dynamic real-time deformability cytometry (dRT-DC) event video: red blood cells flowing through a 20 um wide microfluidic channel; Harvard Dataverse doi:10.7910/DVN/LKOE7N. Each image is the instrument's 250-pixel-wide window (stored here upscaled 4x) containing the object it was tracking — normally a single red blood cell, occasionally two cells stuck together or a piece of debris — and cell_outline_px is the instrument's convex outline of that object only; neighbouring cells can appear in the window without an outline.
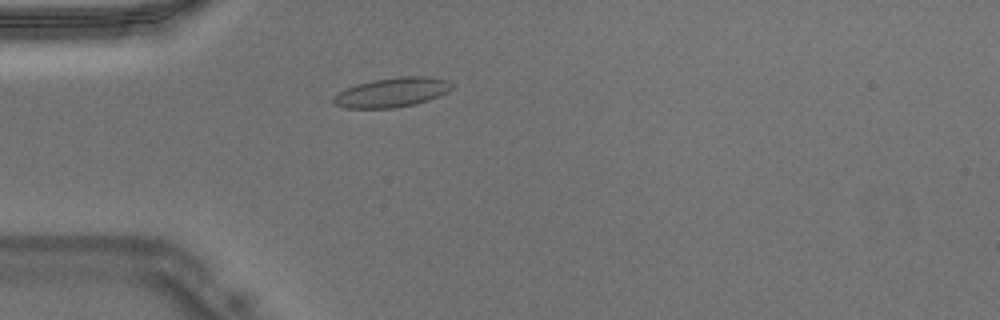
{"species": "Egyptian fruit bat (a non-hibernating species)", "species_latin": "Rousettus aegyptiacus", "temperature_condition": "warm", "stored_images_in_passage": 34, "camera_frame_rate_fps": 3000, "um_per_image_px": 0.085, "animal": {"sex": "male"}, "frame": {"image": 1, "passage_image": 1, "time_ms": 0.0, "image_size_px": [1000, 320], "cell_outline_px": [[452, 88], [448, 92], [440, 96], [416, 104], [396, 108], [344, 108], [332, 104], [332, 96], [356, 84], [372, 80], [400, 76], [424, 76], [448, 80], [452, 84]], "centroid_in_image_um": [33.31, 7.86], "position_along_channel_um": 51.7, "area_um2": 20.52}}